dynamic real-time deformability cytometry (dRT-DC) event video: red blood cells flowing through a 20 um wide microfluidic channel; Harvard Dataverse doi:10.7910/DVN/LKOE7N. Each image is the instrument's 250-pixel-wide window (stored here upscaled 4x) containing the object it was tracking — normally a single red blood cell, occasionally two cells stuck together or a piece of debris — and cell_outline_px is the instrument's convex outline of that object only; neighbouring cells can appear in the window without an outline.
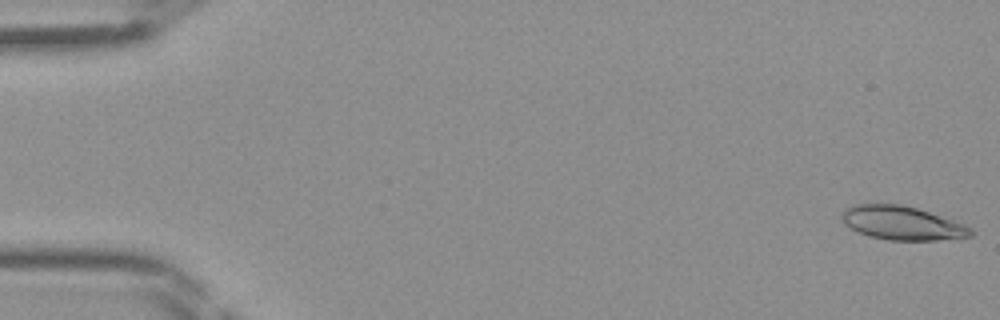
{"species": "Egyptian fruit bat (a non-hibernating species)", "species_latin": "Rousettus aegyptiacus", "temperature_condition": "room temperature", "stored_images_in_passage": 16, "camera_frame_rate_fps": 3000, "um_per_image_px": 0.085, "frame": {"image": 1, "passage_image": 1, "time_ms": 0.0, "image_size_px": [1000, 320], "cell_outline_px": [[972, 236], [940, 240], [888, 240], [868, 236], [844, 224], [840, 216], [848, 208], [856, 204], [876, 200], [900, 204], [916, 208], [964, 224], [972, 228]], "centroid_in_image_um": [76.63, 18.92], "position_along_channel_um": 8.4, "area_um2": 25.66}}
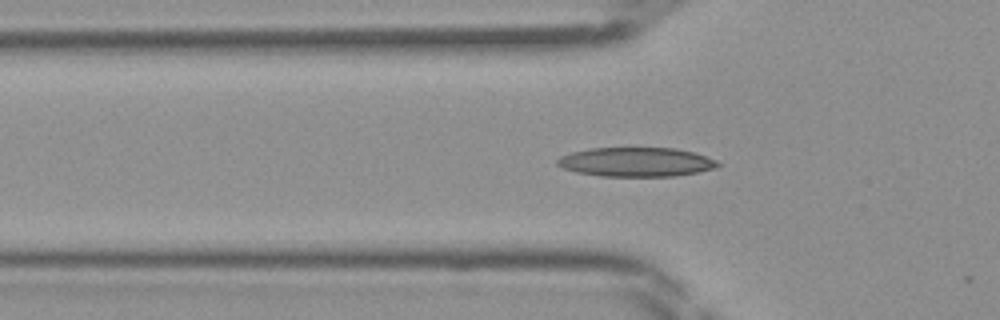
{"frame": {"image": 2, "passage_image": 15, "time_ms": 4.667, "image_size_px": [1000, 320], "cell_outline_px": [[720, 164], [716, 168], [676, 176], [600, 176], [576, 172], [564, 168], [556, 164], [556, 160], [560, 156], [572, 152], [592, 148], [676, 148], [696, 152], [716, 160]], "centroid_in_image_um": [54.08, 13.77], "position_along_channel_um": 71.7, "area_um2": 27.34}}